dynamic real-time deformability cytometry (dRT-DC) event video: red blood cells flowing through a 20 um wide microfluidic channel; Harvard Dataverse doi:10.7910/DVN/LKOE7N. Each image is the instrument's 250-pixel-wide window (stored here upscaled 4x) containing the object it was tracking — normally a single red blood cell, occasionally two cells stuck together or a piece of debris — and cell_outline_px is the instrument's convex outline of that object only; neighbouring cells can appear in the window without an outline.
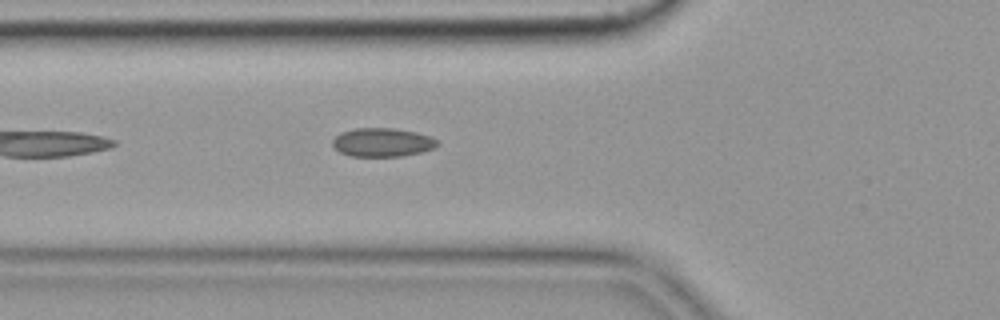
{"species": "common noctule bat (a hibernating species)", "species_latin": "Nyctalus noctula", "temperature_condition": "cold", "stored_images_in_passage": 16, "camera_frame_rate_fps": 3000, "um_per_image_px": 0.085, "animal": {"sex": "female", "body_mass_g": 19.9}, "frame": {"image": 1, "passage_image": 5, "time_ms": 1.333, "image_size_px": [1000, 320], "cell_outline_px": [[440, 144], [424, 152], [400, 156], [352, 156], [340, 152], [332, 144], [332, 140], [340, 132], [356, 128], [392, 128], [416, 132], [428, 136], [436, 140]], "centroid_in_image_um": [32.49, 12.1], "position_along_channel_um": 93.3, "area_um2": 17.4}}